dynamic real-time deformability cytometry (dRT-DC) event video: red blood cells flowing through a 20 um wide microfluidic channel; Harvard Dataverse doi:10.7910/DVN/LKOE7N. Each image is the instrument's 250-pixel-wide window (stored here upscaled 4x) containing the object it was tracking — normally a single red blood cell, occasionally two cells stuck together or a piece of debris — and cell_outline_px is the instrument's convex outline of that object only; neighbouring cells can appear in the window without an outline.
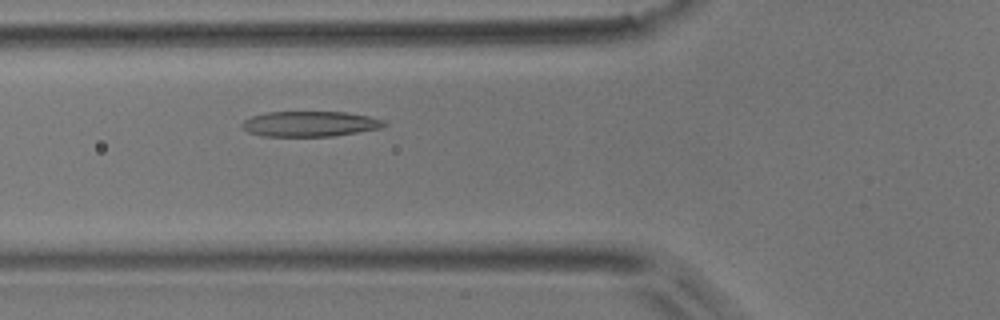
{"species": "common noctule bat (a hibernating species)", "species_latin": "Nyctalus noctula", "temperature_condition": "room temperature", "stored_images_in_passage": 38, "camera_frame_rate_fps": 3000, "um_per_image_px": 0.085, "animal": {"sex": "male", "body_mass_g": 17.9}, "frame": {"image": 1, "passage_image": 8, "time_ms": 2.333, "image_size_px": [1000, 320], "cell_outline_px": [[388, 124], [380, 128], [360, 132], [332, 136], [264, 136], [248, 132], [240, 124], [244, 120], [252, 116], [268, 112], [344, 112], [368, 116], [384, 120]], "centroid_in_image_um": [26.36, 10.53], "position_along_channel_um": 99.4, "area_um2": 20.92}}
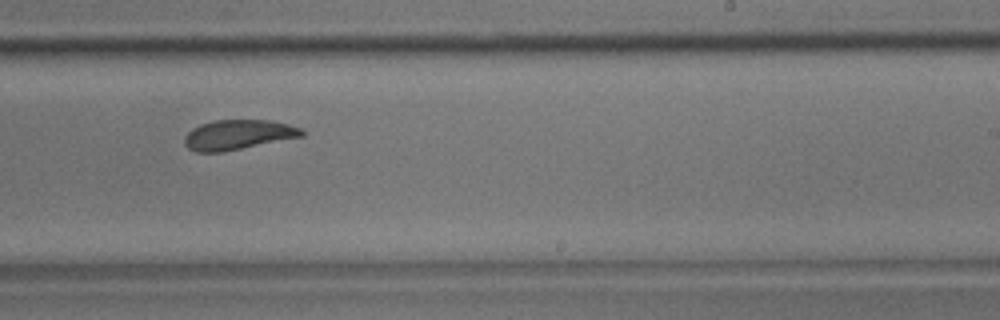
{"frame": {"image": 2, "passage_image": 21, "time_ms": 6.667, "image_size_px": [1000, 320], "cell_outline_px": [[304, 136], [224, 152], [196, 152], [188, 148], [184, 144], [184, 136], [192, 128], [200, 124], [216, 120], [268, 120], [288, 124], [304, 128]], "centroid_in_image_um": [20.24, 11.45], "position_along_channel_um": 268.8, "area_um2": 20.58}}
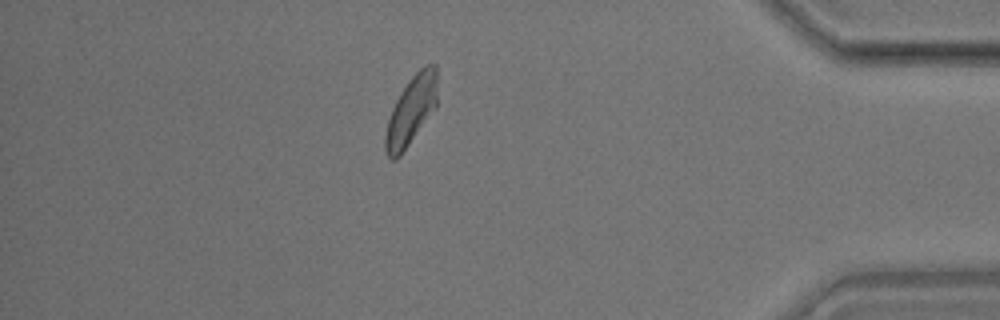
{"frame": {"image": 3, "passage_image": 34, "time_ms": 11.0, "image_size_px": [1000, 320], "cell_outline_px": [[436, 108], [400, 156], [396, 160], [392, 160], [384, 152], [384, 136], [388, 120], [392, 108], [400, 92], [412, 76], [424, 64], [436, 64]], "centroid_in_image_um": [34.93, 9.42], "position_along_channel_um": 400.3, "area_um2": 20.87}, "authors_computed_cell_mechanics": {"area_um2": 20.9236, "velocity_mm_per_s": 3.9045, "shape_relaxation_time_tau1_ms": 3.4932, "shape_relaxation_time_tau2_ms": 1.6094, "deformation_change_tau1": 0.1469, "deformation_change_tau2": 0.0782}}